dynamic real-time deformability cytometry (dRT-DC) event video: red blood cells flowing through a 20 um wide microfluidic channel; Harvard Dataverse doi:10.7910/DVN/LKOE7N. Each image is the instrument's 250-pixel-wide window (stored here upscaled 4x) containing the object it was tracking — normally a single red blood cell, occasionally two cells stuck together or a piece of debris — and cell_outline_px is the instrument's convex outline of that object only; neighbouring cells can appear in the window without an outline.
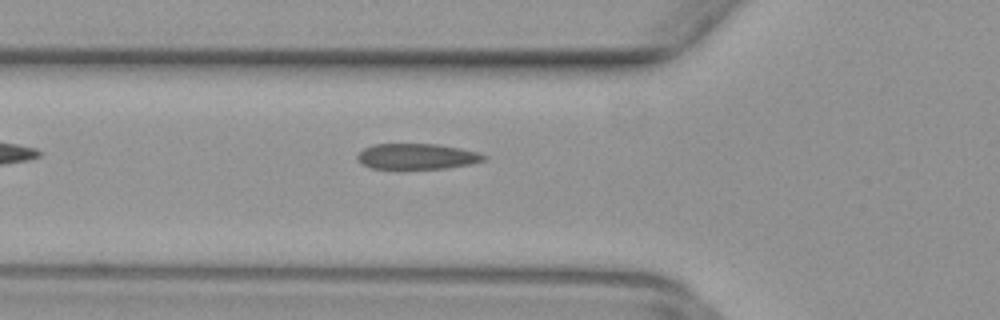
{"species": "common noctule bat (a hibernating species)", "species_latin": "Nyctalus noctula", "temperature_condition": "warm", "stored_images_in_passage": 34, "camera_frame_rate_fps": 3000, "um_per_image_px": 0.085, "animal": {"sex": "female", "body_mass_g": 29.2, "forearm_length_mm": 56.3}, "frame": {"image": 1, "passage_image": 2, "time_ms": 0.333, "image_size_px": [1000, 320], "cell_outline_px": [[488, 156], [484, 160], [472, 164], [448, 168], [400, 172], [368, 168], [360, 164], [356, 160], [356, 156], [364, 148], [372, 144], [436, 144], [460, 148], [476, 152]], "centroid_in_image_um": [35.35, 13.36], "position_along_channel_um": 90.5, "area_um2": 20.11}}
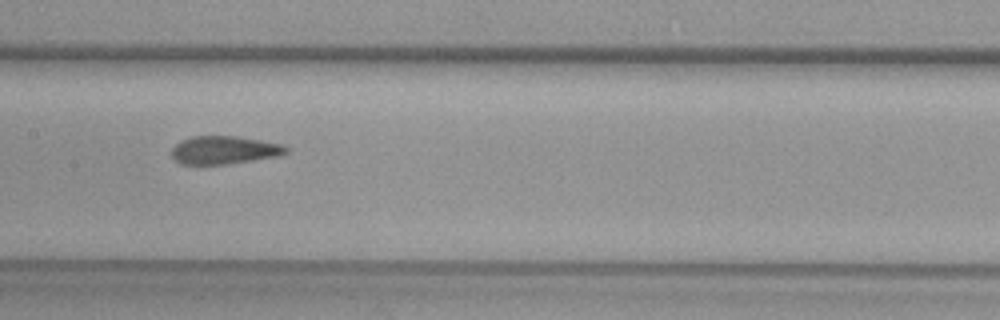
{"frame": {"image": 2, "passage_image": 9, "time_ms": 2.667, "image_size_px": [1000, 320], "cell_outline_px": [[288, 152], [280, 156], [224, 164], [180, 164], [172, 156], [172, 148], [180, 140], [192, 136], [236, 136], [260, 140], [280, 144], [288, 148]], "centroid_in_image_um": [19.04, 12.75], "position_along_channel_um": 188.4, "area_um2": 18.61}}
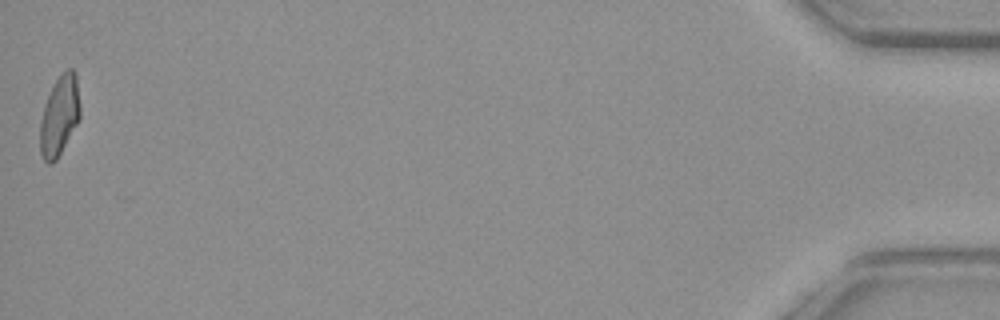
{"frame": {"image": 3, "passage_image": 34, "time_ms": 11.0, "image_size_px": [1000, 320], "cell_outline_px": [[80, 116], [76, 124], [56, 160], [52, 164], [48, 164], [44, 160], [40, 152], [40, 124], [44, 104], [60, 72], [68, 68], [72, 68], [76, 72], [80, 104]], "centroid_in_image_um": [5.06, 9.8], "position_along_channel_um": 430.1, "area_um2": 18.55}}